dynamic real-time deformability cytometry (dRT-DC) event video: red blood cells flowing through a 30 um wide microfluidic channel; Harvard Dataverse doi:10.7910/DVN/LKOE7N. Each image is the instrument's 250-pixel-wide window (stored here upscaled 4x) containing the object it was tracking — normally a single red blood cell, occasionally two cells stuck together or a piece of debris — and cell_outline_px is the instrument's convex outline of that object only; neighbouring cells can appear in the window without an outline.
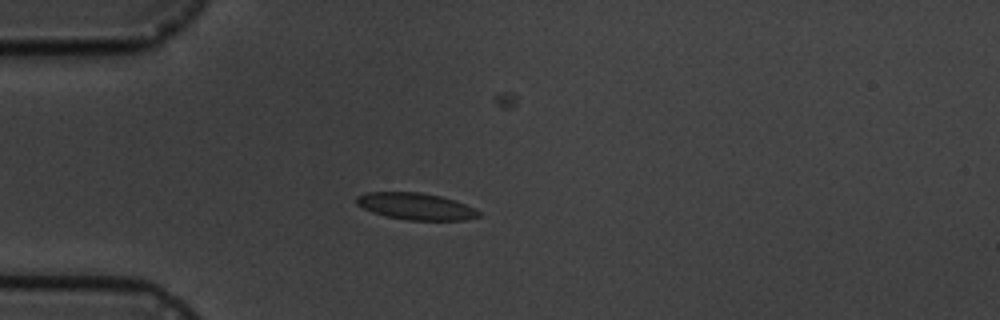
{"species": "common noctule bat (a hibernating species)", "species_latin": "Nyctalus noctula", "temperature_condition": "cold", "stored_images_in_passage": 11, "camera_frame_rate_fps": 3000, "um_per_image_px": 0.085, "animal": {"sex": "male", "body_mass_g": 19.5, "forearm_length_mm": 54.6}, "frame": {"image": 1, "passage_image": 5, "time_ms": 5.333, "image_size_px": [1000, 320], "cell_outline_px": [[480, 216], [468, 220], [408, 220], [384, 216], [372, 212], [356, 204], [356, 196], [368, 192], [420, 192], [440, 196], [464, 204], [480, 212]], "centroid_in_image_um": [35.31, 17.54], "position_along_channel_um": 49.7, "area_um2": 18.96}}
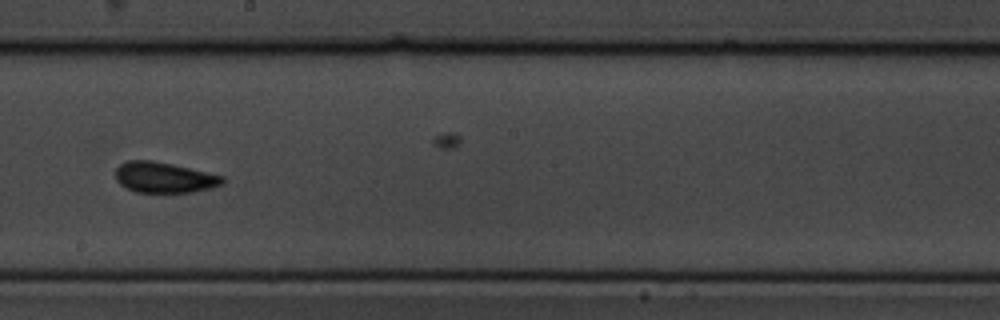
{"frame": {"image": 2, "passage_image": 10, "time_ms": 11.0, "image_size_px": [1000, 320], "cell_outline_px": [[224, 184], [192, 192], [136, 192], [120, 184], [116, 180], [116, 168], [120, 164], [128, 160], [152, 160], [172, 164], [224, 176]], "centroid_in_image_um": [13.94, 15.07], "position_along_channel_um": 234.3, "area_um2": 18.96}}
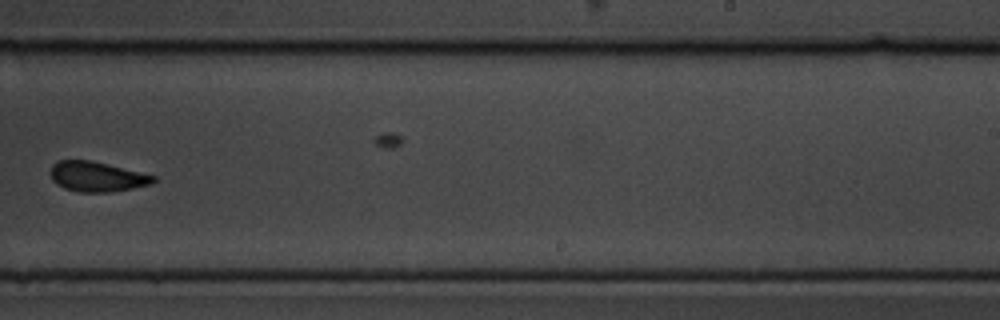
{"frame": {"image": 3, "passage_image": 11, "time_ms": 12.333, "image_size_px": [1000, 320], "cell_outline_px": [[156, 180], [152, 184], [112, 192], [80, 192], [64, 188], [56, 184], [52, 180], [48, 172], [52, 164], [60, 160], [92, 160], [156, 176]], "centroid_in_image_um": [8.2, 15.01], "position_along_channel_um": 280.8, "area_um2": 18.15}}